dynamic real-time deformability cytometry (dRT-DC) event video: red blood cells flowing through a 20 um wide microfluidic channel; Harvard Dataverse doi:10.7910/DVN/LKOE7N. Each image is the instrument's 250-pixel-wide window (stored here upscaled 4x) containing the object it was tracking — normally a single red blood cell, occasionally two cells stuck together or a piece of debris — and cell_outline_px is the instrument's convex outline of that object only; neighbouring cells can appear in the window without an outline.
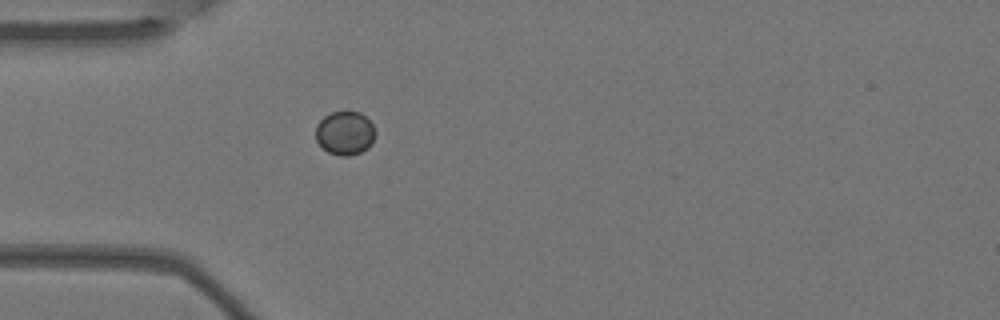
{"species": "Egyptian fruit bat (a non-hibernating species)", "species_latin": "Rousettus aegyptiacus", "temperature_condition": "warm", "stored_images_in_passage": 6, "camera_frame_rate_fps": 3000, "um_per_image_px": 0.085, "animal": {"sex": "female"}, "frame": {"image": 1, "passage_image": 6, "time_ms": 1.667, "image_size_px": [1000, 320], "cell_outline_px": [[376, 132], [372, 144], [368, 148], [360, 152], [348, 156], [340, 156], [328, 152], [316, 140], [316, 124], [324, 116], [332, 112], [360, 112], [372, 124]], "centroid_in_image_um": [29.32, 11.32], "position_along_channel_um": 55.7, "area_um2": 15.14}}